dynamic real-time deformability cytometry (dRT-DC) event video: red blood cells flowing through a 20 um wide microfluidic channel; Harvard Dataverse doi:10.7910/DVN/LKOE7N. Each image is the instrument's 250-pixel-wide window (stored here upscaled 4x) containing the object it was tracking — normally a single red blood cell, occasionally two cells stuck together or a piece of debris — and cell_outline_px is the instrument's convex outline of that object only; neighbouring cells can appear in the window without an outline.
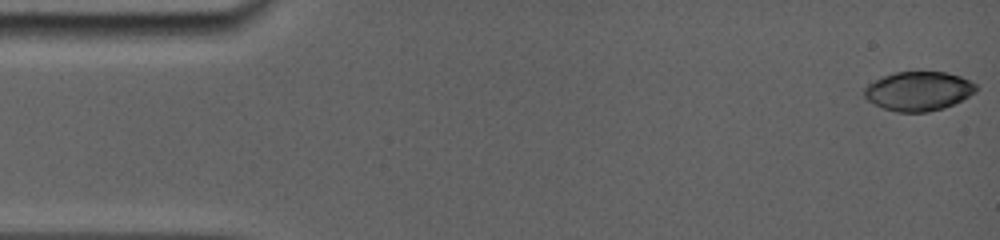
{"species": "common noctule bat (a hibernating species)", "species_latin": "Nyctalus noctula", "temperature_condition": "room temperature", "stored_images_in_passage": 10, "camera_frame_rate_fps": 5000, "um_per_image_px": 0.085, "animal": {"sex": "female", "body_mass_g": 19.0, "forearm_length_mm": 56.7}, "frame": {"image": 1, "passage_image": 1, "time_ms": 0.0, "image_size_px": [1000, 240], "cell_outline_px": [[976, 92], [944, 108], [928, 112], [896, 112], [884, 108], [868, 100], [864, 96], [864, 88], [868, 84], [884, 76], [896, 72], [948, 72], [960, 76], [976, 84]], "centroid_in_image_um": [78.07, 7.74], "position_along_channel_um": 6.9, "area_um2": 25.26}}
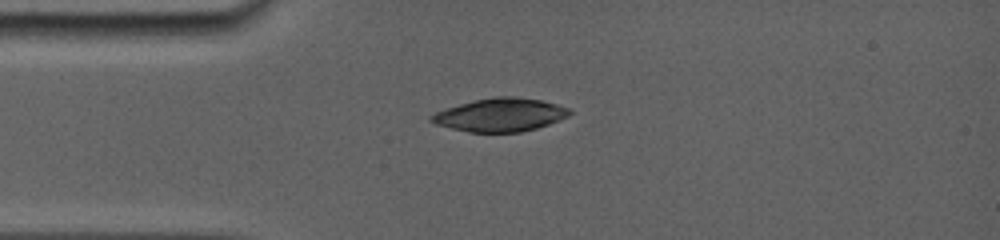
{"frame": {"image": 2, "passage_image": 9, "time_ms": 3.8, "image_size_px": [1000, 240], "cell_outline_px": [[572, 112], [568, 116], [548, 124], [536, 128], [520, 132], [468, 132], [436, 124], [428, 120], [428, 116], [436, 112], [460, 104], [476, 100], [496, 96], [512, 96], [540, 100], [572, 108]], "centroid_in_image_um": [42.53, 9.76], "position_along_channel_um": 42.5, "area_um2": 26.59}}